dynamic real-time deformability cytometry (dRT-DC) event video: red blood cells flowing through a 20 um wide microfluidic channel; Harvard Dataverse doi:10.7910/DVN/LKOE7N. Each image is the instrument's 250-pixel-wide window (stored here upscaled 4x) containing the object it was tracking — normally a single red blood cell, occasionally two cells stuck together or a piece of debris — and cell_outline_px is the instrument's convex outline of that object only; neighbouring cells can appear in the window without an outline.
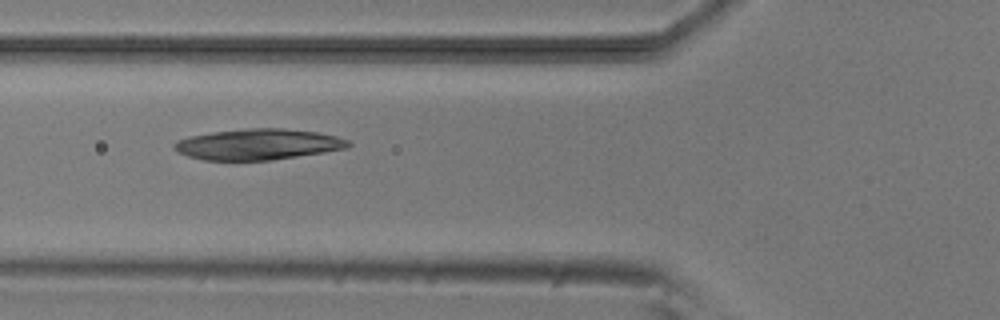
{"species": "common noctule bat (a hibernating species)", "species_latin": "Nyctalus noctula", "temperature_condition": "room temperature", "stored_images_in_passage": 9, "camera_frame_rate_fps": 3000, "um_per_image_px": 0.085, "animal": {"sex": "male", "body_mass_g": 20.5, "forearm_length_mm": 52.5}, "frame": {"image": 1, "passage_image": 4, "time_ms": 4.333, "image_size_px": [1000, 320], "cell_outline_px": [[352, 144], [348, 148], [324, 152], [272, 160], [204, 160], [188, 156], [172, 148], [172, 144], [176, 140], [192, 136], [216, 132], [248, 128], [280, 128], [316, 132], [336, 136], [348, 140]], "centroid_in_image_um": [21.95, 12.27], "position_along_channel_um": 103.9, "area_um2": 31.1}}
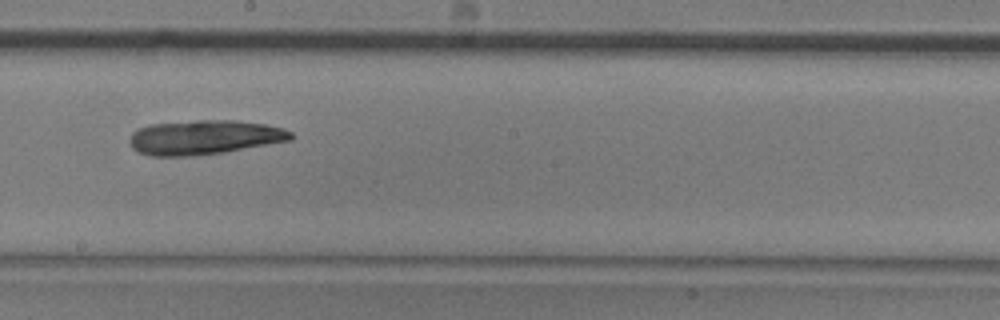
{"frame": {"image": 2, "passage_image": 7, "time_ms": 7.667, "image_size_px": [1000, 320], "cell_outline_px": [[292, 140], [224, 152], [196, 156], [152, 156], [140, 152], [132, 148], [128, 140], [132, 132], [148, 124], [196, 120], [236, 120], [264, 124], [284, 128], [292, 132]], "centroid_in_image_um": [17.35, 11.67], "position_along_channel_um": 230.8, "area_um2": 32.54}}
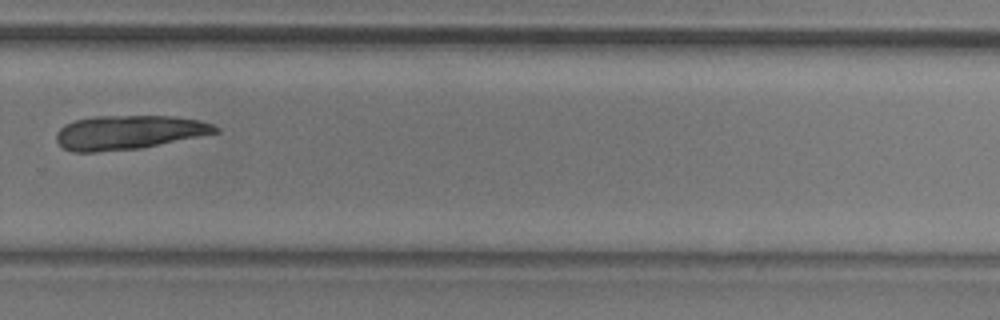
{"frame": {"image": 3, "passage_image": 9, "time_ms": 10.0, "image_size_px": [1000, 320], "cell_outline_px": [[220, 132], [140, 148], [96, 152], [72, 152], [64, 148], [56, 140], [56, 132], [64, 124], [76, 120], [96, 116], [176, 116], [200, 120], [212, 124], [220, 128]], "centroid_in_image_um": [10.94, 11.24], "position_along_channel_um": 318.9, "area_um2": 31.56}}